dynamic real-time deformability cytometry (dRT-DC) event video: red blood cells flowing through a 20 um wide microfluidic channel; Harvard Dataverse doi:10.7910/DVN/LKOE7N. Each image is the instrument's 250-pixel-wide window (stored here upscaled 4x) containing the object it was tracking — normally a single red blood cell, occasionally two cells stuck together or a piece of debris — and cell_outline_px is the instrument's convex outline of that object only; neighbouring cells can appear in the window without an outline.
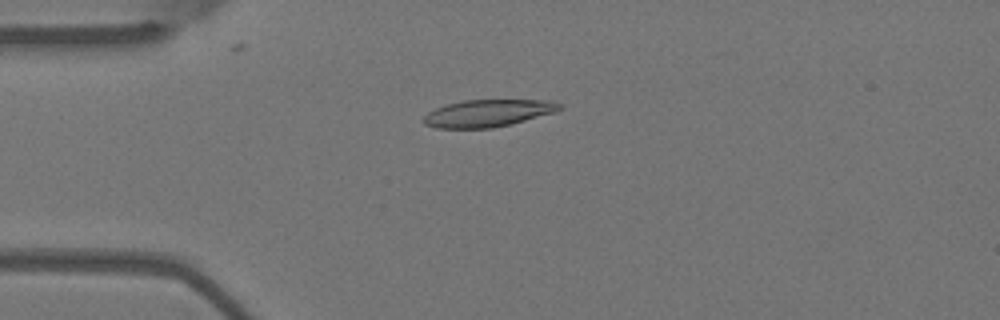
{"species": "Egyptian fruit bat (a non-hibernating species)", "species_latin": "Rousettus aegyptiacus", "temperature_condition": "warm", "stored_images_in_passage": 49, "camera_frame_rate_fps": 3000, "um_per_image_px": 0.085, "animal": {"sex": "female"}, "frame": {"image": 1, "passage_image": 14, "time_ms": 4.333, "image_size_px": [1000, 320], "cell_outline_px": [[564, 108], [556, 112], [512, 124], [492, 128], [436, 128], [424, 124], [420, 120], [428, 112], [436, 108], [448, 104], [464, 100], [552, 100], [564, 104]], "centroid_in_image_um": [41.52, 9.62], "position_along_channel_um": 43.5, "area_um2": 21.85}}
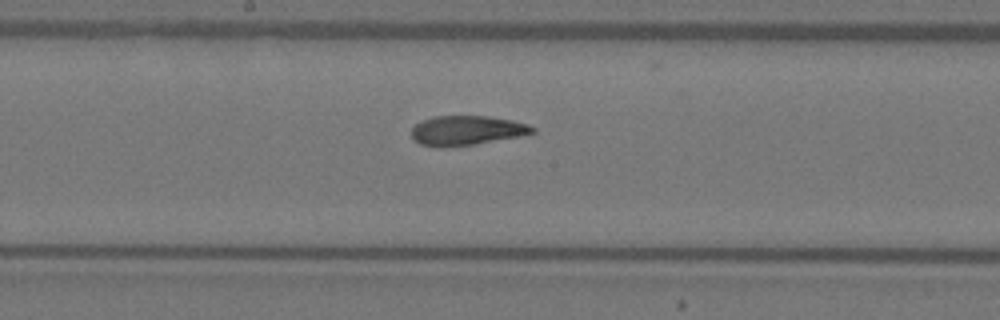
{"frame": {"image": 2, "passage_image": 29, "time_ms": 9.333, "image_size_px": [1000, 320], "cell_outline_px": [[536, 132], [528, 136], [472, 144], [440, 148], [436, 148], [420, 144], [412, 140], [412, 128], [420, 120], [436, 116], [488, 116], [512, 120], [528, 124], [536, 128]], "centroid_in_image_um": [39.7, 11.1], "position_along_channel_um": 208.5, "area_um2": 21.27}}
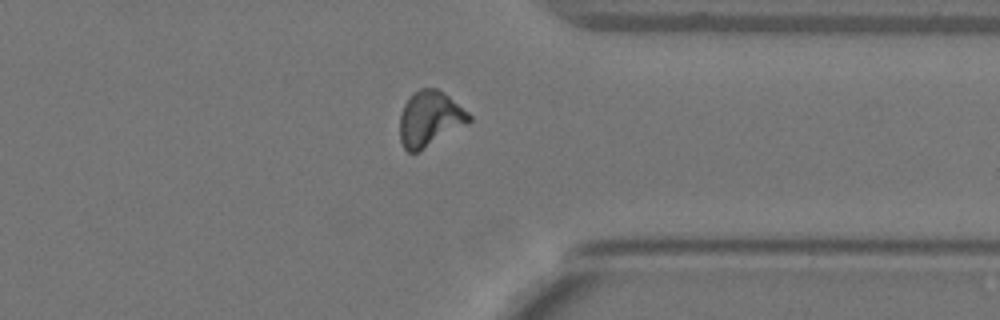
{"frame": {"image": 3, "passage_image": 43, "time_ms": 14.0, "image_size_px": [1000, 320], "cell_outline_px": [[472, 120], [468, 124], [416, 152], [408, 152], [404, 148], [400, 140], [400, 116], [404, 104], [420, 88], [436, 88], [444, 92], [468, 112], [472, 116]], "centroid_in_image_um": [36.55, 10.09], "position_along_channel_um": 374.9, "area_um2": 22.02}, "authors_computed_cell_mechanics": {"area_um2": 21.675, "velocity_mm_per_s": 3.6765, "shape_relaxation_time_tau1_ms": 6.6872, "shape_relaxation_time_tau2_ms": 2.2568, "deformation_change_tau1": 0.2348, "deformation_change_tau2": 0.1017}}